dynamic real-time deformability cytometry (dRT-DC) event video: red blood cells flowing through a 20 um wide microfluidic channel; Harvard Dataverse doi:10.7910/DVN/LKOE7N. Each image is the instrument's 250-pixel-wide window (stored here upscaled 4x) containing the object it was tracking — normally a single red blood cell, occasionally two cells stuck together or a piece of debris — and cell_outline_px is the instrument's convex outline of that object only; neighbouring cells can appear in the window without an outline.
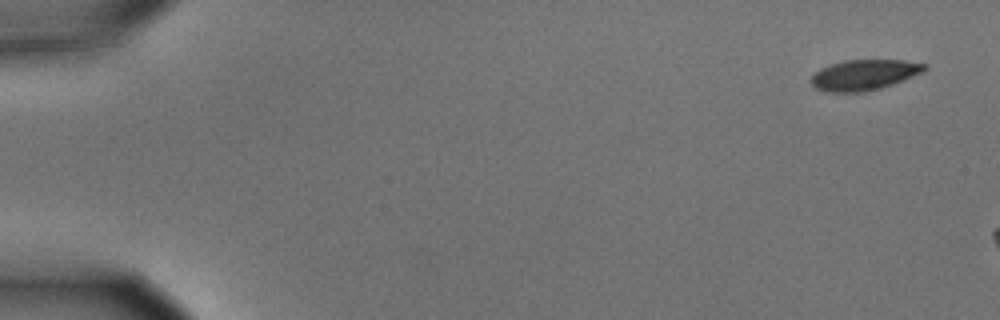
{"species": "common noctule bat (a hibernating species)", "species_latin": "Nyctalus noctula", "temperature_condition": "cold", "stored_images_in_passage": 3, "camera_frame_rate_fps": 3000, "um_per_image_px": 0.085, "animal": {"sex": "male", "body_mass_g": 15.6}, "frame": {"image": 1, "passage_image": 1, "time_ms": 0.0, "image_size_px": [1000, 320], "cell_outline_px": [[928, 68], [924, 72], [904, 80], [880, 88], [864, 92], [824, 92], [816, 88], [808, 80], [820, 68], [844, 60], [904, 60], [928, 64]], "centroid_in_image_um": [73.47, 6.36], "position_along_channel_um": 11.5, "area_um2": 20.35}}